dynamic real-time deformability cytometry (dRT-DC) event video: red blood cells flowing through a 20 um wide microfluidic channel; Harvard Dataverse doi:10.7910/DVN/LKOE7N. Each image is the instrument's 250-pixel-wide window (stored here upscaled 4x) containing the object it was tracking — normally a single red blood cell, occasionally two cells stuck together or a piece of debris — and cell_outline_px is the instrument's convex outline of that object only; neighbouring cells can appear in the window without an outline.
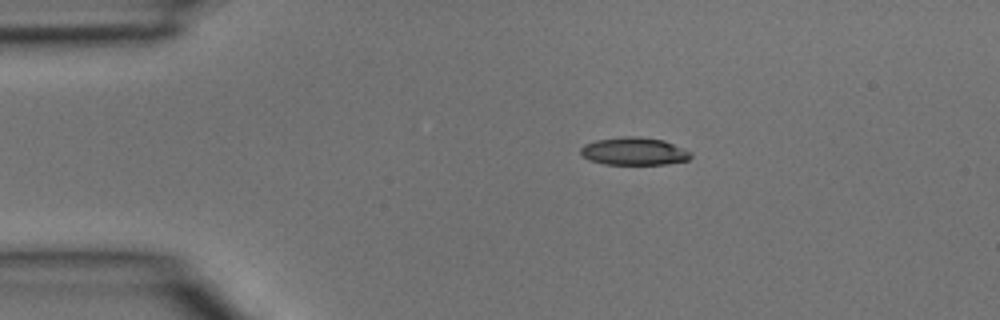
{"species": "common noctule bat (a hibernating species)", "species_latin": "Nyctalus noctula", "temperature_condition": "room temperature", "stored_images_in_passage": 2, "camera_frame_rate_fps": 3000, "um_per_image_px": 0.085, "animal": {"sex": "male", "body_mass_g": 15.6}, "frame": {"image": 1, "passage_image": 1, "time_ms": 0.0, "image_size_px": [1000, 320], "cell_outline_px": [[692, 156], [688, 160], [664, 164], [604, 164], [588, 160], [580, 152], [580, 148], [584, 144], [596, 140], [624, 136], [636, 136], [664, 140], [684, 148], [692, 152]], "centroid_in_image_um": [53.9, 12.85], "position_along_channel_um": 31.1, "area_um2": 17.86}}